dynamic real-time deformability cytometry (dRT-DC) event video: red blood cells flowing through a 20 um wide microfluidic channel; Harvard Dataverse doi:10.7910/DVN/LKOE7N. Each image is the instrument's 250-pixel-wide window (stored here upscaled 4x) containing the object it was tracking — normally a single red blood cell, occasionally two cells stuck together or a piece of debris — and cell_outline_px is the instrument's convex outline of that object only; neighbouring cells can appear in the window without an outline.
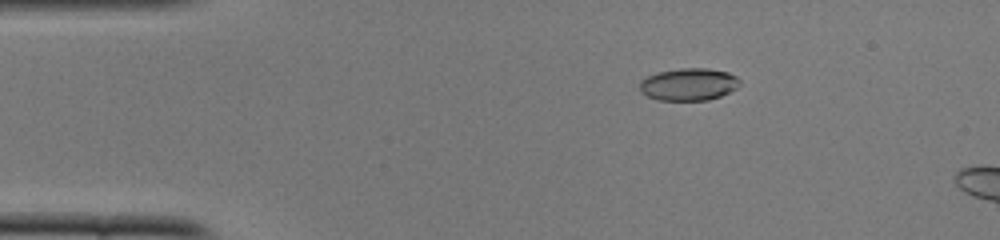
{"species": "common noctule bat (a hibernating species)", "species_latin": "Nyctalus noctula", "temperature_condition": "cold", "stored_images_in_passage": 12, "camera_frame_rate_fps": 3000, "um_per_image_px": 0.085, "animal": {"sex": "female", "body_mass_g": 22.0, "forearm_length_mm": 56.7}, "frame": {"image": 1, "passage_image": 9, "time_ms": 2.667, "image_size_px": [1000, 240], "cell_outline_px": [[740, 84], [736, 88], [720, 96], [708, 100], [660, 100], [648, 96], [640, 92], [640, 80], [648, 76], [660, 72], [680, 68], [708, 68], [728, 72], [736, 76], [740, 80]], "centroid_in_image_um": [58.55, 7.16], "position_along_channel_um": 26.5, "area_um2": 18.79}}